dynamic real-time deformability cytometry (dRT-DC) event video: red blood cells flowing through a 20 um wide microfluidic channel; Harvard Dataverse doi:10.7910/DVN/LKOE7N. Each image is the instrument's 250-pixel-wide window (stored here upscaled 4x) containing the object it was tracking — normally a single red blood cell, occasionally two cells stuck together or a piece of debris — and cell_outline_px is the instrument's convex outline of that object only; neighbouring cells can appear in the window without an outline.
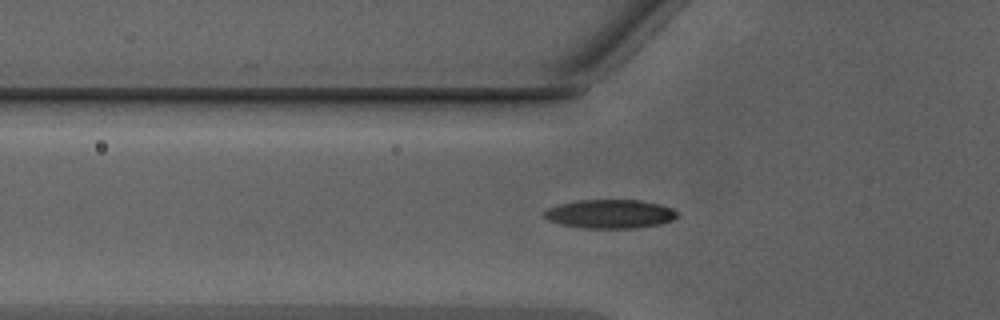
{"species": "Egyptian fruit bat (a non-hibernating species)", "species_latin": "Rousettus aegyptiacus", "temperature_condition": "warm", "stored_images_in_passage": 11, "camera_frame_rate_fps": 3000, "um_per_image_px": 0.085, "animal": {"sex": "male"}, "frame": {"image": 1, "passage_image": 3, "time_ms": 0.667, "image_size_px": [1000, 320], "cell_outline_px": [[680, 216], [672, 220], [660, 224], [636, 228], [580, 228], [560, 224], [548, 220], [544, 216], [544, 212], [548, 208], [560, 204], [576, 200], [640, 200], [660, 204], [672, 208], [680, 212]], "centroid_in_image_um": [51.89, 18.18], "position_along_channel_um": 73.9, "area_um2": 22.54}}
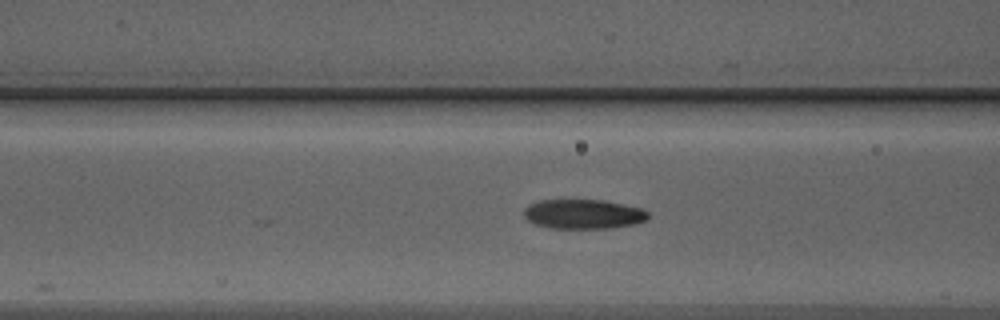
{"frame": {"image": 2, "passage_image": 6, "time_ms": 1.667, "image_size_px": [1000, 320], "cell_outline_px": [[652, 216], [636, 224], [608, 228], [552, 228], [536, 224], [528, 220], [524, 216], [524, 208], [528, 204], [540, 200], [604, 200], [644, 208]], "centroid_in_image_um": [49.62, 18.19], "position_along_channel_um": 117.0, "area_um2": 21.5}}
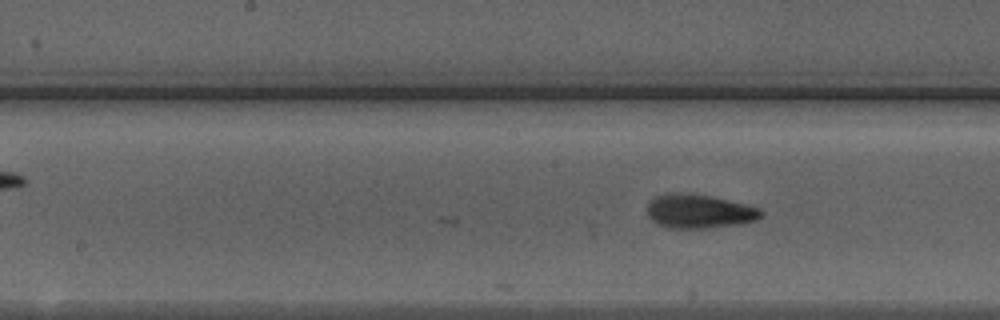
{"frame": {"image": 3, "passage_image": 11, "time_ms": 3.333, "image_size_px": [1000, 320], "cell_outline_px": [[764, 212], [756, 220], [740, 224], [704, 228], [668, 228], [652, 220], [648, 216], [648, 204], [656, 196], [668, 192], [684, 192], [712, 196], [760, 208]], "centroid_in_image_um": [59.42, 17.95], "position_along_channel_um": 188.8, "area_um2": 22.48}}